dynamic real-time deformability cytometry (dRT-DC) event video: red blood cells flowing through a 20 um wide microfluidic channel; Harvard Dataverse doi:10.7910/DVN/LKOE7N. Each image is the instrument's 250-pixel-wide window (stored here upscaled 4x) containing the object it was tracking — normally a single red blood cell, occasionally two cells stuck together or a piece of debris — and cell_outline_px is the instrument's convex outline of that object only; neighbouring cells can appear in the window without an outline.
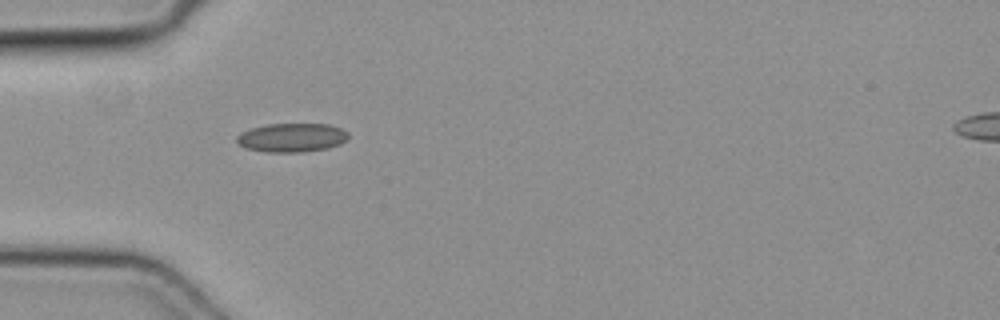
{"species": "common noctule bat (a hibernating species)", "species_latin": "Nyctalus noctula", "temperature_condition": "cold", "stored_images_in_passage": 35, "camera_frame_rate_fps": 3000, "um_per_image_px": 0.085, "animal": {"sex": "female", "body_mass_g": 19.3, "forearm_length_mm": 54.1}, "frame": {"image": 1, "passage_image": 1, "time_ms": 0.0, "image_size_px": [1000, 320], "cell_outline_px": [[348, 140], [340, 144], [328, 148], [300, 152], [268, 152], [244, 148], [236, 140], [236, 136], [240, 132], [252, 128], [268, 124], [328, 124], [340, 128], [348, 132]], "centroid_in_image_um": [24.81, 11.7], "position_along_channel_um": 60.2, "area_um2": 18.79}}
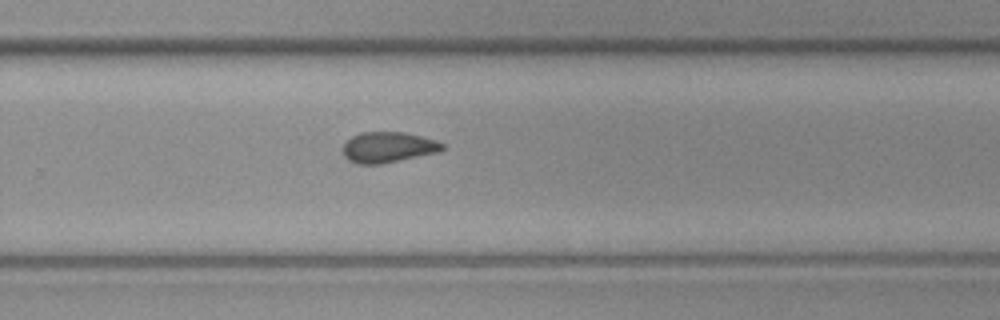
{"frame": {"image": 2, "passage_image": 18, "time_ms": 5.667, "image_size_px": [1000, 320], "cell_outline_px": [[444, 148], [436, 152], [380, 164], [356, 164], [348, 160], [344, 156], [344, 144], [352, 136], [360, 132], [404, 132], [436, 140], [444, 144]], "centroid_in_image_um": [32.95, 12.51], "position_along_channel_um": 296.8, "area_um2": 17.51}}
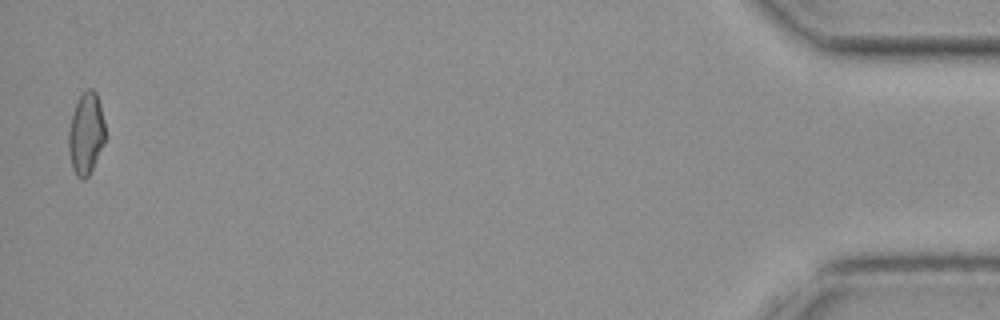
{"frame": {"image": 3, "passage_image": 34, "time_ms": 11.0, "image_size_px": [1000, 320], "cell_outline_px": [[104, 144], [88, 176], [84, 180], [76, 176], [72, 168], [68, 152], [68, 132], [72, 116], [76, 104], [80, 96], [88, 88], [92, 88], [96, 92], [100, 104], [104, 120]], "centroid_in_image_um": [7.3, 11.37], "position_along_channel_um": 427.9, "area_um2": 17.34}}